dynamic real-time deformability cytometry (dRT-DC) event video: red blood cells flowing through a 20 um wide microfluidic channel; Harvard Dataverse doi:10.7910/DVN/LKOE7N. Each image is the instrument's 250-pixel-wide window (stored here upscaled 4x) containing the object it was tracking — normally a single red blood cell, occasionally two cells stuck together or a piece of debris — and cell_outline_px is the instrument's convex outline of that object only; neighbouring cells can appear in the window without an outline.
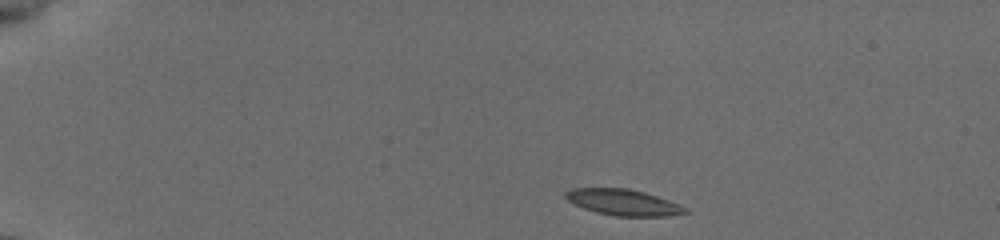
{"species": "common noctule bat (a hibernating species)", "species_latin": "Nyctalus noctula", "temperature_condition": "cold", "stored_images_in_passage": 45, "camera_frame_rate_fps": 3000, "um_per_image_px": 0.085, "animal": {"sex": "female", "body_mass_g": 19.5, "forearm_length_mm": 54.1}, "frame": {"image": 1, "passage_image": 1, "time_ms": 0.0, "image_size_px": [1000, 240], "cell_outline_px": [[692, 212], [668, 216], [616, 216], [596, 212], [584, 208], [568, 200], [564, 196], [564, 192], [572, 188], [628, 188], [644, 192], [668, 200], [688, 208]], "centroid_in_image_um": [53.0, 17.2], "position_along_channel_um": 32.0, "area_um2": 18.15}}
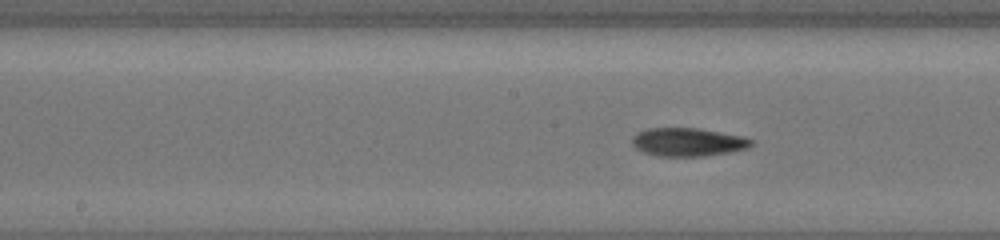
{"frame": {"image": 2, "passage_image": 20, "time_ms": 6.333, "image_size_px": [1000, 240], "cell_outline_px": [[752, 144], [748, 148], [732, 152], [704, 156], [656, 156], [644, 152], [636, 148], [632, 144], [632, 136], [636, 132], [648, 128], [696, 128], [744, 136], [752, 140]], "centroid_in_image_um": [58.46, 12.07], "position_along_channel_um": 189.7, "area_um2": 19.77}}
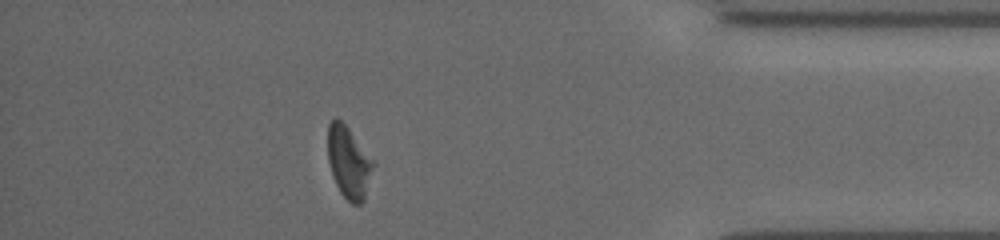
{"frame": {"image": 3, "passage_image": 39, "time_ms": 12.667, "image_size_px": [1000, 240], "cell_outline_px": [[376, 164], [364, 200], [360, 204], [352, 204], [340, 192], [332, 176], [328, 160], [328, 124], [336, 116], [348, 128]], "centroid_in_image_um": [29.65, 13.82], "position_along_channel_um": 405.5, "area_um2": 19.02}, "authors_computed_cell_mechanics": {"area_um2": 19.1896, "velocity_mm_per_s": 3.8683, "shape_relaxation_time_tau1_ms": 6.4755, "shape_relaxation_time_tau2_ms": 6.9469, "deformation_change_tau1": 0.178, "deformation_change_tau2": 0.1534}}